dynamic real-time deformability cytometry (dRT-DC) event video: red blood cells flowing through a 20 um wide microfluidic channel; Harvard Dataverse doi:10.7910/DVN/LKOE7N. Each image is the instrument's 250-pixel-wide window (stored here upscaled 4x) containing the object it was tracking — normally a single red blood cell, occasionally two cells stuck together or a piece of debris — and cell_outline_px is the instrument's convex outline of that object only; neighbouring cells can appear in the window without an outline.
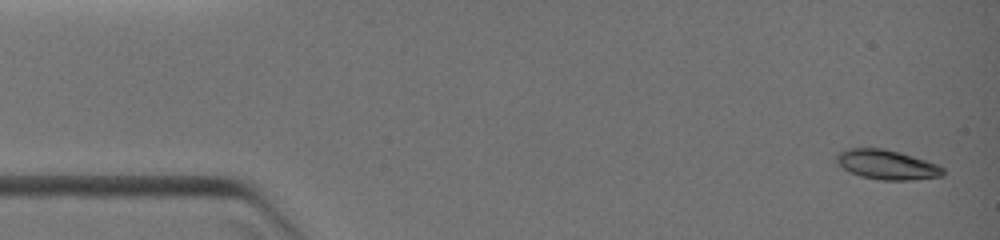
{"species": "common noctule bat (a hibernating species)", "species_latin": "Nyctalus noctula", "temperature_condition": "warm", "stored_images_in_passage": 11, "camera_frame_rate_fps": 3000, "um_per_image_px": 0.085, "animal": {"sex": "female", "body_mass_g": 19.0, "forearm_length_mm": 51.5}, "frame": {"image": 1, "passage_image": 1, "time_ms": 0.0, "image_size_px": [1000, 240], "cell_outline_px": [[944, 176], [908, 180], [880, 180], [860, 176], [844, 168], [836, 160], [836, 156], [844, 148], [884, 148], [900, 152], [936, 164], [944, 168]], "centroid_in_image_um": [75.39, 13.99], "position_along_channel_um": 9.6, "area_um2": 18.21}}
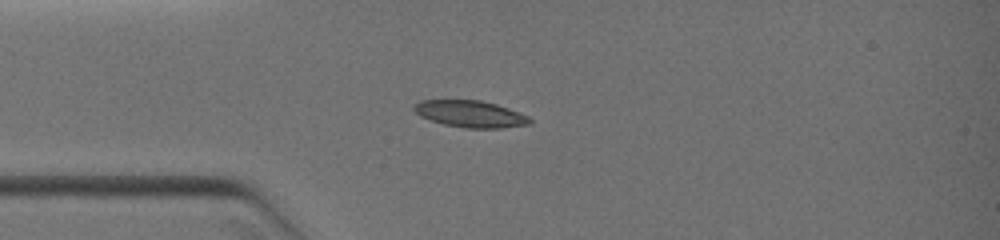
{"frame": {"image": 2, "passage_image": 8, "time_ms": 3.0, "image_size_px": [1000, 240], "cell_outline_px": [[532, 124], [500, 128], [464, 128], [444, 124], [420, 116], [412, 108], [420, 100], [480, 100], [496, 104], [520, 112], [528, 116], [532, 120]], "centroid_in_image_um": [40.01, 9.68], "position_along_channel_um": 45.0, "area_um2": 18.03}}
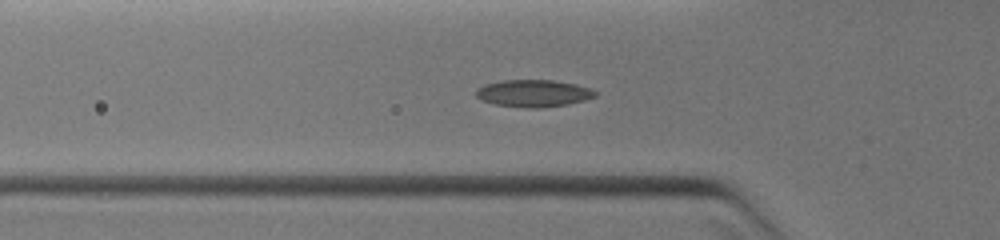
{"frame": {"image": 3, "passage_image": 10, "time_ms": 4.0, "image_size_px": [1000, 240], "cell_outline_px": [[596, 96], [584, 100], [568, 104], [540, 108], [528, 108], [496, 104], [484, 100], [476, 96], [476, 88], [484, 84], [500, 80], [552, 80], [576, 84], [588, 88], [596, 92]], "centroid_in_image_um": [45.32, 7.92], "position_along_channel_um": 80.5, "area_um2": 18.73}}